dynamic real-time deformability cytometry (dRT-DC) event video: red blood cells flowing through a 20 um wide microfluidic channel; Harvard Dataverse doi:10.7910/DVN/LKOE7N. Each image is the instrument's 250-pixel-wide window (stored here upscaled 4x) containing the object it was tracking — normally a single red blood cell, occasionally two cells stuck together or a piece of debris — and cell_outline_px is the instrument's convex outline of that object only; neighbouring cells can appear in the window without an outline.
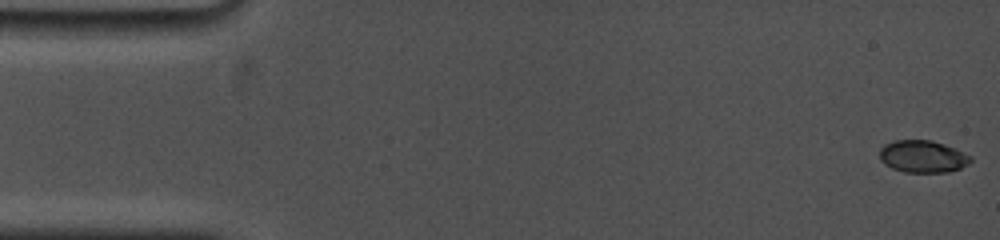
{"species": "common noctule bat (a hibernating species)", "species_latin": "Nyctalus noctula", "temperature_condition": "cold", "stored_images_in_passage": 51, "camera_frame_rate_fps": 5000, "um_per_image_px": 0.085, "animal": {"sex": "female", "body_mass_g": 19.0, "forearm_length_mm": 53.3}, "frame": {"image": 1, "passage_image": 1, "time_ms": 0.0, "image_size_px": [1000, 240], "cell_outline_px": [[972, 160], [968, 164], [960, 168], [948, 172], [904, 172], [892, 168], [884, 164], [880, 160], [880, 148], [884, 144], [892, 140], [932, 140], [956, 148], [972, 156]], "centroid_in_image_um": [78.43, 13.29], "position_along_channel_um": 6.6, "area_um2": 17.28}}
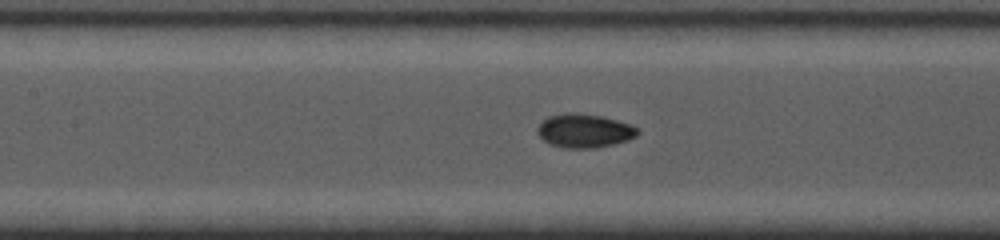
{"frame": {"image": 2, "passage_image": 27, "time_ms": 7.6, "image_size_px": [1000, 240], "cell_outline_px": [[640, 132], [636, 136], [628, 140], [596, 148], [564, 148], [548, 144], [536, 132], [536, 128], [548, 116], [564, 112], [576, 112], [604, 116], [632, 124], [640, 128]], "centroid_in_image_um": [49.69, 11.1], "position_along_channel_um": 157.7, "area_um2": 20.11}}
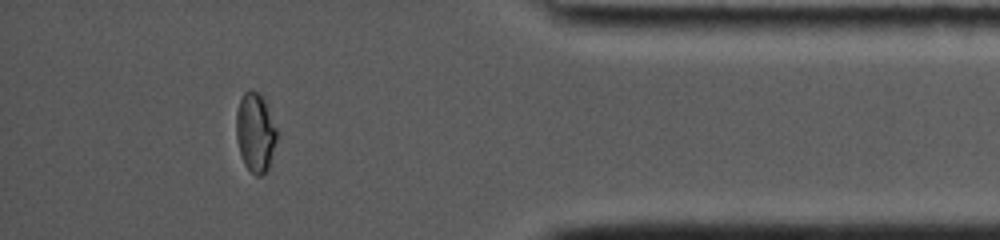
{"frame": {"image": 3, "passage_image": 46, "time_ms": 15.0, "image_size_px": [1000, 240], "cell_outline_px": [[276, 140], [268, 168], [260, 176], [256, 176], [244, 164], [240, 156], [236, 140], [236, 112], [240, 100], [244, 92], [252, 88], [264, 96], [276, 128]], "centroid_in_image_um": [21.68, 11.21], "position_along_channel_um": 413.5, "area_um2": 18.84}, "authors_computed_cell_mechanics": {"area_um2": 18.5538, "velocity_mm_per_s": 3.7339, "shape_relaxation_time_tau1_ms": 10.3216, "shape_relaxation_time_tau2_ms": null, "deformation_change_tau1": 0.2425, "deformation_change_tau2": null}}